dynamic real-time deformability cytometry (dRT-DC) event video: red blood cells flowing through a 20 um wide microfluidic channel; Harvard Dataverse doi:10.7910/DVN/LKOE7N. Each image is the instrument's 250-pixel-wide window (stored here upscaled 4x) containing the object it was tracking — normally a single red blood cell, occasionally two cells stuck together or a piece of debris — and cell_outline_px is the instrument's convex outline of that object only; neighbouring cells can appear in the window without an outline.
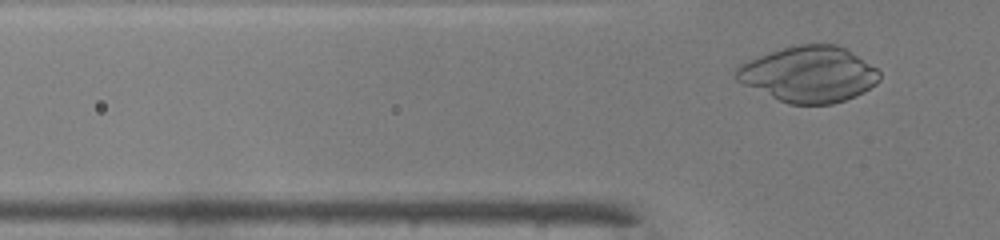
{"species": "common noctule bat (a hibernating species)", "species_latin": "Nyctalus noctula", "temperature_condition": "warm", "stored_images_in_passage": 8, "camera_frame_rate_fps": 3000, "um_per_image_px": 0.085, "animal": {"sex": "male", "body_mass_g": 19.0, "forearm_length_mm": 50.8}, "frame": {"image": 1, "passage_image": 7, "time_ms": 2.0, "image_size_px": [1000, 240], "cell_outline_px": [[572, 176], [560, 180], [548, 180], [404, 176], [388, 172], [388, 168], [428, 164], [504, 164], [556, 168], [572, 172]], "centroid_in_image_um": [41.03, 14.59], "position_along_channel_um": 84.8, "area_um2": 16.3}}